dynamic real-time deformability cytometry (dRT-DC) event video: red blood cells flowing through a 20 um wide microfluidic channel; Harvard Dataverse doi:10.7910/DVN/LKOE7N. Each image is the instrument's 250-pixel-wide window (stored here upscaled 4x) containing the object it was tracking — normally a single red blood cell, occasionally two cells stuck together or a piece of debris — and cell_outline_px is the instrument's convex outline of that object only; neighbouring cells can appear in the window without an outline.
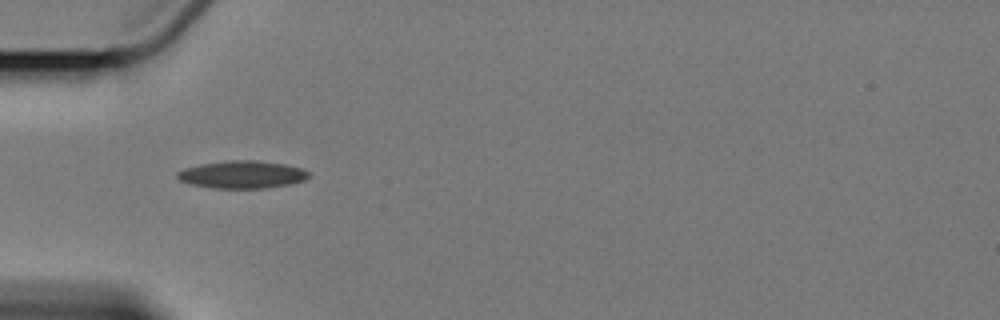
{"species": "Egyptian fruit bat (a non-hibernating species)", "species_latin": "Rousettus aegyptiacus", "temperature_condition": "cold", "stored_images_in_passage": 2, "camera_frame_rate_fps": 3000, "um_per_image_px": 0.085, "animal": {"sex": "female"}, "frame": {"image": 1, "passage_image": 1, "time_ms": 0.0, "image_size_px": [1000, 320], "cell_outline_px": [[312, 176], [304, 180], [288, 184], [264, 188], [212, 188], [192, 184], [180, 180], [176, 176], [176, 172], [184, 168], [200, 164], [232, 160], [256, 160], [284, 164], [300, 168], [308, 172]], "centroid_in_image_um": [20.57, 14.83], "position_along_channel_um": 64.4, "area_um2": 20.98}}
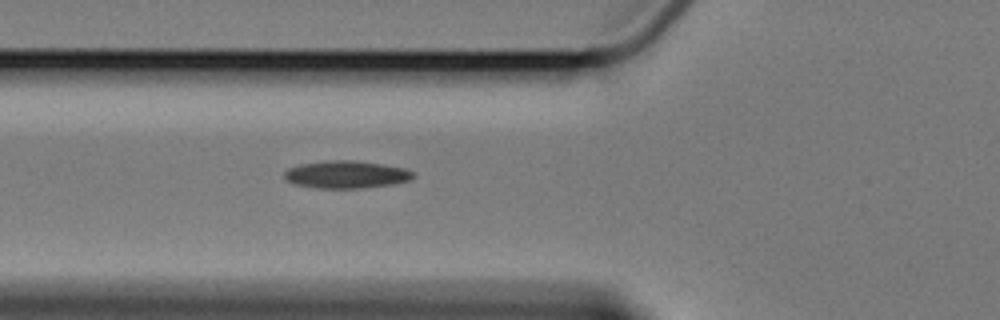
{"frame": {"image": 2, "passage_image": 2, "time_ms": 1.0, "image_size_px": [1000, 320], "cell_outline_px": [[416, 176], [408, 180], [392, 184], [360, 188], [320, 188], [296, 184], [288, 180], [284, 176], [284, 172], [288, 168], [300, 164], [328, 160], [352, 160], [380, 164], [404, 168], [412, 172]], "centroid_in_image_um": [29.42, 14.83], "position_along_channel_um": 96.4, "area_um2": 20.35}}